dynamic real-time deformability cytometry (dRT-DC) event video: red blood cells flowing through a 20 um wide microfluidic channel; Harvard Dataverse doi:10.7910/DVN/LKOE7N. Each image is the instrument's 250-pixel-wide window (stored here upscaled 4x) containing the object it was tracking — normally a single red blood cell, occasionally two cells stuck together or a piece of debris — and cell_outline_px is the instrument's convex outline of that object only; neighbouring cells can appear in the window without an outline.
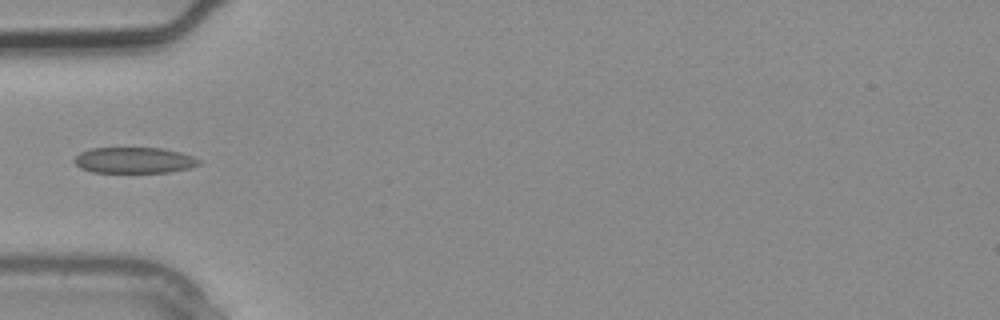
{"species": "common noctule bat (a hibernating species)", "species_latin": "Nyctalus noctula", "temperature_condition": "warm", "stored_images_in_passage": 3, "camera_frame_rate_fps": 3000, "um_per_image_px": 0.085, "animal": {"sex": "male", "body_mass_g": 20.4}, "frame": {"image": 1, "passage_image": 3, "time_ms": 0.667, "image_size_px": [1000, 320], "cell_outline_px": [[200, 164], [192, 168], [168, 172], [92, 172], [80, 168], [76, 164], [76, 156], [80, 152], [92, 148], [164, 148], [180, 152], [192, 156], [200, 160]], "centroid_in_image_um": [11.44, 13.62], "position_along_channel_um": 73.6, "area_um2": 18.79}}